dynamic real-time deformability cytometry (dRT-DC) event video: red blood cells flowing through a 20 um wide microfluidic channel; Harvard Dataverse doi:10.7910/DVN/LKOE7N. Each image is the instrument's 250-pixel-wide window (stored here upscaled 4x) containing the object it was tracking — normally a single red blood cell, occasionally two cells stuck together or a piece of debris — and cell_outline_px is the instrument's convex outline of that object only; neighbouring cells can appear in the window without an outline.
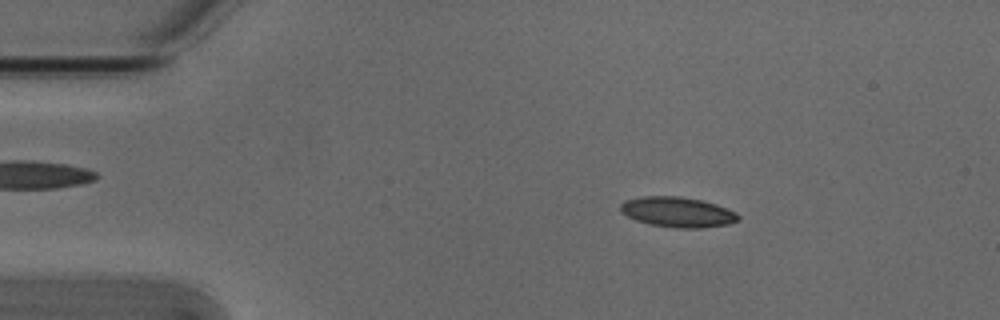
{"species": "Egyptian fruit bat (a non-hibernating species)", "species_latin": "Rousettus aegyptiacus", "temperature_condition": "cold", "stored_images_in_passage": 52, "camera_frame_rate_fps": 3000, "um_per_image_px": 0.085, "animal": {"sex": "male"}, "frame": {"image": 1, "passage_image": 8, "time_ms": 2.333, "image_size_px": [1000, 320], "cell_outline_px": [[740, 216], [736, 220], [728, 224], [700, 228], [676, 228], [648, 224], [636, 220], [620, 212], [620, 204], [624, 200], [644, 196], [680, 196], [700, 200], [716, 204], [736, 212]], "centroid_in_image_um": [57.56, 18.02], "position_along_channel_um": 27.4, "area_um2": 20.69}}
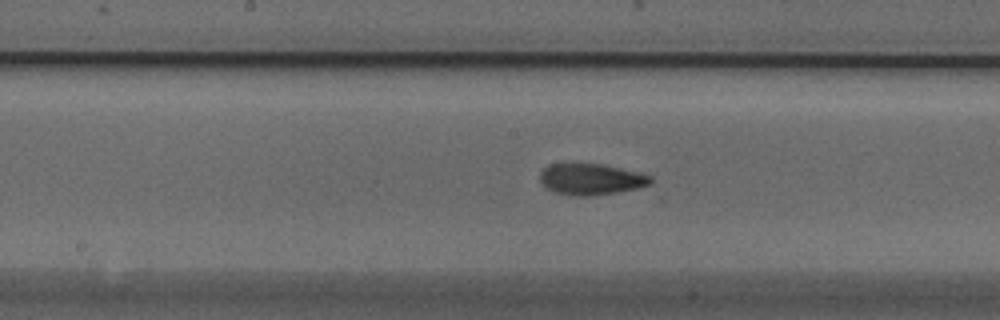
{"frame": {"image": 2, "passage_image": 26, "time_ms": 8.333, "image_size_px": [1000, 320], "cell_outline_px": [[652, 184], [640, 188], [616, 192], [588, 196], [576, 196], [556, 192], [548, 188], [540, 180], [540, 172], [548, 164], [604, 164], [640, 172], [652, 176]], "centroid_in_image_um": [50.3, 15.22], "position_along_channel_um": 197.9, "area_um2": 20.11}}
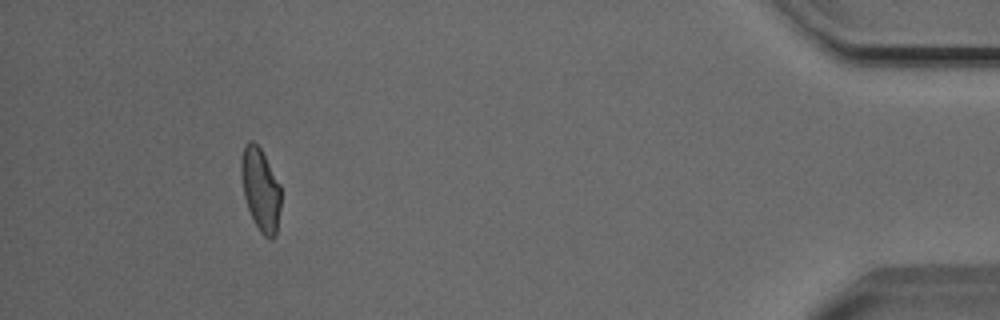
{"frame": {"image": 3, "passage_image": 48, "time_ms": 15.667, "image_size_px": [1000, 320], "cell_outline_px": [[280, 208], [276, 236], [272, 240], [268, 240], [260, 232], [248, 208], [244, 196], [240, 172], [240, 160], [244, 144], [248, 140], [252, 140], [260, 148], [280, 184]], "centroid_in_image_um": [22.13, 16.1], "position_along_channel_um": 413.1, "area_um2": 19.25}, "authors_computed_cell_mechanics": {"area_um2": 19.941, "velocity_mm_per_s": 3.8466, "shape_relaxation_time_tau1_ms": 5.6918, "shape_relaxation_time_tau2_ms": 1.2743, "deformation_change_tau1": 0.1519, "deformation_change_tau2": 0.0576}}